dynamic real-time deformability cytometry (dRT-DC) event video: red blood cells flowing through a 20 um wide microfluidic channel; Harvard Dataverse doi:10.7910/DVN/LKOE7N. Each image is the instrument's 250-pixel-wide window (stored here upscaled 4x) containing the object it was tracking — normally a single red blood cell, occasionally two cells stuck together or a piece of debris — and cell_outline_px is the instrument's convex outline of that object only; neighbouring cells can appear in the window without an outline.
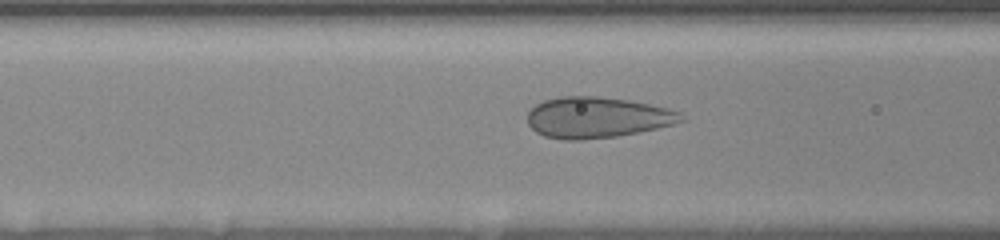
{"species": "human", "species_latin": "Homo sapiens", "temperature_condition": "room temperature", "stored_images_in_passage": 38, "camera_frame_rate_fps": 3000, "um_per_image_px": 0.085, "donor": {"sex": "female"}, "frame": {"image": 1, "passage_image": 6, "time_ms": 1.333, "image_size_px": [1000, 240], "cell_outline_px": [[688, 120], [676, 124], [616, 136], [580, 140], [564, 140], [544, 136], [536, 132], [528, 124], [528, 112], [536, 104], [544, 100], [560, 96], [596, 96], [628, 100], [668, 108], [680, 112]], "centroid_in_image_um": [50.77, 9.98], "position_along_channel_um": 115.8, "area_um2": 36.7}}
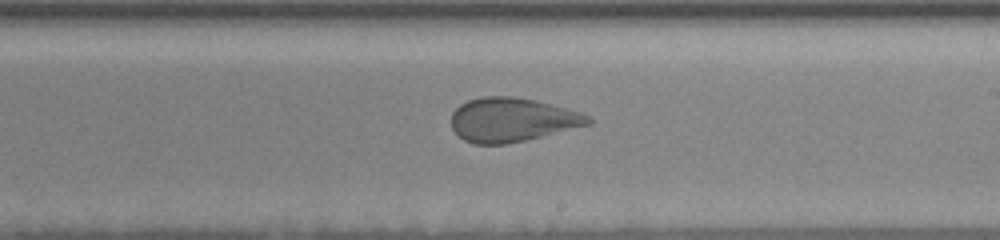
{"frame": {"image": 2, "passage_image": 17, "time_ms": 5.0, "image_size_px": [1000, 240], "cell_outline_px": [[592, 124], [524, 140], [504, 144], [472, 144], [464, 140], [452, 128], [452, 112], [460, 104], [468, 100], [484, 96], [512, 96], [536, 100], [580, 112], [588, 116], [592, 120]], "centroid_in_image_um": [43.51, 10.17], "position_along_channel_um": 245.5, "area_um2": 34.91}}
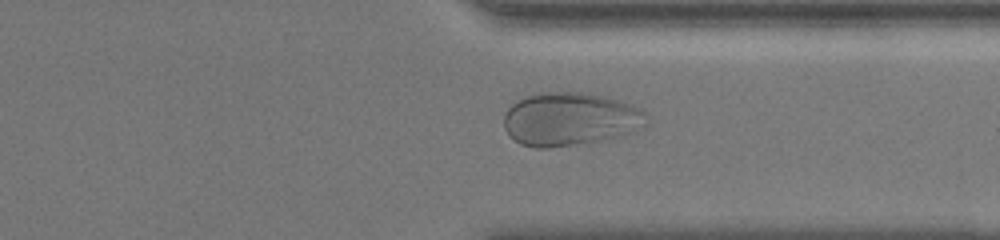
{"frame": {"image": 3, "passage_image": 30, "time_ms": 8.333, "image_size_px": [1000, 240], "cell_outline_px": [[648, 124], [644, 128], [636, 132], [604, 140], [548, 148], [536, 148], [520, 144], [508, 136], [504, 128], [504, 116], [508, 108], [512, 104], [528, 96], [544, 92], [588, 92], [620, 100], [632, 104], [648, 112]], "centroid_in_image_um": [48.53, 10.13], "position_along_channel_um": 362.9, "area_um2": 45.03}, "authors_computed_cell_mechanics": {"area_um2": 36.703, "velocity_mm_per_s": 3.5223, "shape_relaxation_time_tau1_ms": 11.3864, "shape_relaxation_time_tau2_ms": null, "deformation_change_tau1": 0.1789, "deformation_change_tau2": null}}